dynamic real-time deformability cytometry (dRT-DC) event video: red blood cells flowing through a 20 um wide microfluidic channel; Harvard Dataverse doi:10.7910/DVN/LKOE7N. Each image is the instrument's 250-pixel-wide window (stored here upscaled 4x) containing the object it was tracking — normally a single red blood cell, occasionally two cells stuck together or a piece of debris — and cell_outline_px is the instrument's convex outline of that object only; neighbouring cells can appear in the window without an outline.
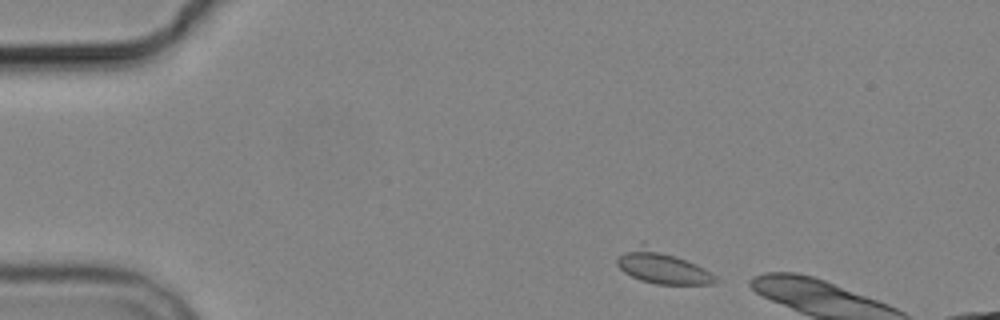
{"species": "common noctule bat (a hibernating species)", "species_latin": "Nyctalus noctula", "temperature_condition": "cold", "stored_images_in_passage": 3, "camera_frame_rate_fps": 3000, "um_per_image_px": 0.085, "animal": {"sex": "male", "body_mass_g": 19.2, "forearm_length_mm": 51.8}, "frame": {"image": 1, "passage_image": 1, "time_ms": 0.0, "image_size_px": [1000, 320], "cell_outline_px": [[716, 280], [712, 284], [656, 284], [640, 280], [624, 272], [616, 264], [616, 260], [620, 256], [644, 240], [696, 264], [704, 268], [716, 276]], "centroid_in_image_um": [56.27, 22.66], "position_along_channel_um": 28.7, "area_um2": 18.96}}